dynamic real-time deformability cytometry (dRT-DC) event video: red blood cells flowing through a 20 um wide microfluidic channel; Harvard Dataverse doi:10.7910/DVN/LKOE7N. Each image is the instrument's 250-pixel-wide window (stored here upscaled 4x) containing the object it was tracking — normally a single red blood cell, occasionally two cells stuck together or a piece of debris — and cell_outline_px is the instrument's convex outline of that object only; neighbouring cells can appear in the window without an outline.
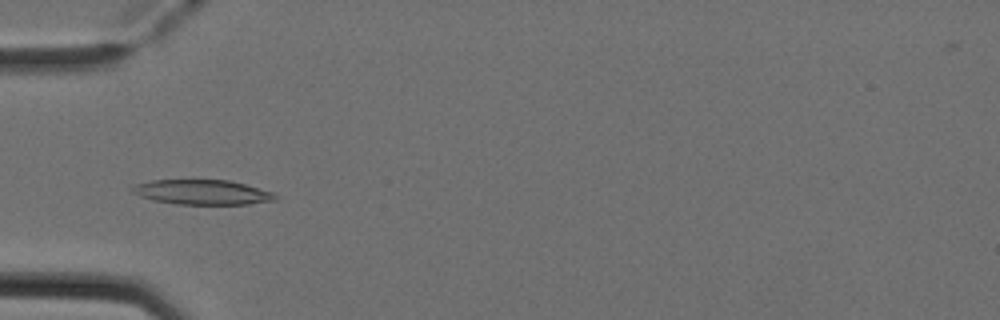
{"species": "Egyptian fruit bat (a non-hibernating species)", "species_latin": "Rousettus aegyptiacus", "temperature_condition": "cold", "stored_images_in_passage": 6, "camera_frame_rate_fps": 3000, "um_per_image_px": 0.085, "animal": {"sex": "female"}, "frame": {"image": 1, "passage_image": 5, "time_ms": 1.333, "image_size_px": [1000, 320], "cell_outline_px": [[276, 200], [248, 204], [176, 204], [156, 200], [140, 196], [132, 192], [132, 188], [136, 184], [152, 180], [228, 180], [244, 184], [272, 192], [276, 196]], "centroid_in_image_um": [17.19, 16.33], "position_along_channel_um": 67.8, "area_um2": 20.35}}
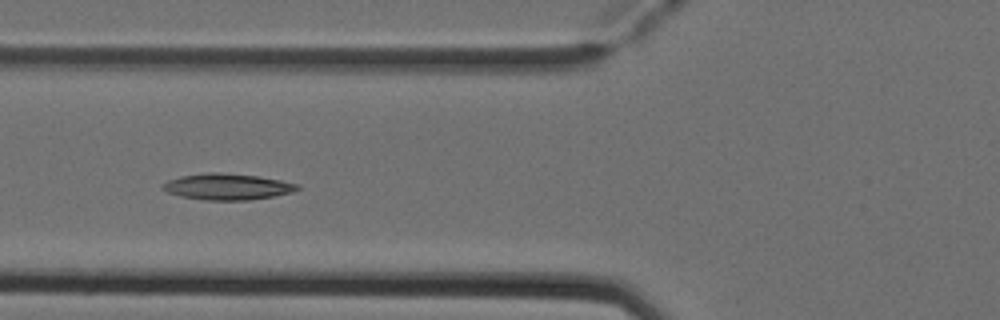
{"frame": {"image": 2, "passage_image": 6, "time_ms": 1.667, "image_size_px": [1000, 320], "cell_outline_px": [[300, 188], [292, 192], [272, 196], [248, 200], [204, 200], [180, 196], [168, 192], [160, 188], [168, 180], [180, 176], [208, 172], [216, 172], [256, 176], [280, 180], [300, 184]], "centroid_in_image_um": [19.31, 15.87], "position_along_channel_um": 106.5, "area_um2": 20.4}}